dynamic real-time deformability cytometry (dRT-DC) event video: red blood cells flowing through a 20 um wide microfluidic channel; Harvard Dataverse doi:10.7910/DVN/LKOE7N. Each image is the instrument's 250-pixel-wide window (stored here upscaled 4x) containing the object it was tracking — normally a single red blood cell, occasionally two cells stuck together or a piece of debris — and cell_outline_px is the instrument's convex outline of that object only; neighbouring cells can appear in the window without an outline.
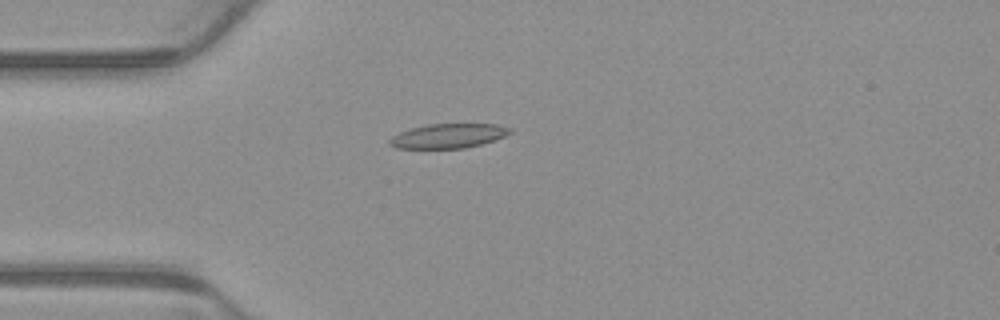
{"species": "common noctule bat (a hibernating species)", "species_latin": "Nyctalus noctula", "temperature_condition": "warm", "stored_images_in_passage": 4, "camera_frame_rate_fps": 3000, "um_per_image_px": 0.085, "animal": {"sex": "male", "body_mass_g": 23.1, "forearm_length_mm": 52.7}, "frame": {"image": 1, "passage_image": 4, "time_ms": 1.0, "image_size_px": [1000, 320], "cell_outline_px": [[512, 132], [504, 136], [480, 144], [464, 148], [396, 148], [388, 144], [388, 140], [392, 136], [400, 132], [412, 128], [428, 124], [496, 124], [512, 128]], "centroid_in_image_um": [38.08, 11.55], "position_along_channel_um": 46.9, "area_um2": 16.99}}